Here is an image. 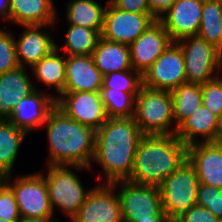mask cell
<instances>
[{
    "mask_svg": "<svg viewBox=\"0 0 222 222\" xmlns=\"http://www.w3.org/2000/svg\"><path fill=\"white\" fill-rule=\"evenodd\" d=\"M143 136L133 117L108 118L96 131L94 157L89 168L93 170V162L101 167L102 174L96 176L101 179L99 184H112L130 178L137 147Z\"/></svg>",
    "mask_w": 222,
    "mask_h": 222,
    "instance_id": "cell-1",
    "label": "cell"
},
{
    "mask_svg": "<svg viewBox=\"0 0 222 222\" xmlns=\"http://www.w3.org/2000/svg\"><path fill=\"white\" fill-rule=\"evenodd\" d=\"M49 155L47 166L90 167L94 157L96 131L66 116L55 107L43 124Z\"/></svg>",
    "mask_w": 222,
    "mask_h": 222,
    "instance_id": "cell-2",
    "label": "cell"
},
{
    "mask_svg": "<svg viewBox=\"0 0 222 222\" xmlns=\"http://www.w3.org/2000/svg\"><path fill=\"white\" fill-rule=\"evenodd\" d=\"M187 159V146L174 135H144L128 181L159 186Z\"/></svg>",
    "mask_w": 222,
    "mask_h": 222,
    "instance_id": "cell-3",
    "label": "cell"
},
{
    "mask_svg": "<svg viewBox=\"0 0 222 222\" xmlns=\"http://www.w3.org/2000/svg\"><path fill=\"white\" fill-rule=\"evenodd\" d=\"M133 118L144 135L176 134L171 91L142 86L135 97Z\"/></svg>",
    "mask_w": 222,
    "mask_h": 222,
    "instance_id": "cell-4",
    "label": "cell"
},
{
    "mask_svg": "<svg viewBox=\"0 0 222 222\" xmlns=\"http://www.w3.org/2000/svg\"><path fill=\"white\" fill-rule=\"evenodd\" d=\"M47 167L46 174L42 172V175L48 187L52 209L55 212L57 208L71 221L93 188L84 189V185L78 174H75L77 173L75 170L84 171L88 169L90 171V168L67 165H49Z\"/></svg>",
    "mask_w": 222,
    "mask_h": 222,
    "instance_id": "cell-5",
    "label": "cell"
},
{
    "mask_svg": "<svg viewBox=\"0 0 222 222\" xmlns=\"http://www.w3.org/2000/svg\"><path fill=\"white\" fill-rule=\"evenodd\" d=\"M198 186L195 167L188 159L159 185L162 208L170 221L196 204Z\"/></svg>",
    "mask_w": 222,
    "mask_h": 222,
    "instance_id": "cell-6",
    "label": "cell"
},
{
    "mask_svg": "<svg viewBox=\"0 0 222 222\" xmlns=\"http://www.w3.org/2000/svg\"><path fill=\"white\" fill-rule=\"evenodd\" d=\"M111 185L120 198L123 222H146L153 221V217H167L162 208L159 186L136 184L128 180Z\"/></svg>",
    "mask_w": 222,
    "mask_h": 222,
    "instance_id": "cell-7",
    "label": "cell"
},
{
    "mask_svg": "<svg viewBox=\"0 0 222 222\" xmlns=\"http://www.w3.org/2000/svg\"><path fill=\"white\" fill-rule=\"evenodd\" d=\"M5 176V183L12 189L21 218H55L48 194V187L41 171Z\"/></svg>",
    "mask_w": 222,
    "mask_h": 222,
    "instance_id": "cell-8",
    "label": "cell"
},
{
    "mask_svg": "<svg viewBox=\"0 0 222 222\" xmlns=\"http://www.w3.org/2000/svg\"><path fill=\"white\" fill-rule=\"evenodd\" d=\"M176 43L185 63L186 83L203 85L222 74V52L198 36H188Z\"/></svg>",
    "mask_w": 222,
    "mask_h": 222,
    "instance_id": "cell-9",
    "label": "cell"
},
{
    "mask_svg": "<svg viewBox=\"0 0 222 222\" xmlns=\"http://www.w3.org/2000/svg\"><path fill=\"white\" fill-rule=\"evenodd\" d=\"M101 37L126 45L132 44L156 19L152 13H133L114 7L105 2Z\"/></svg>",
    "mask_w": 222,
    "mask_h": 222,
    "instance_id": "cell-10",
    "label": "cell"
},
{
    "mask_svg": "<svg viewBox=\"0 0 222 222\" xmlns=\"http://www.w3.org/2000/svg\"><path fill=\"white\" fill-rule=\"evenodd\" d=\"M142 78L143 86L154 90L172 91L186 83L184 55L180 46L172 42Z\"/></svg>",
    "mask_w": 222,
    "mask_h": 222,
    "instance_id": "cell-11",
    "label": "cell"
},
{
    "mask_svg": "<svg viewBox=\"0 0 222 222\" xmlns=\"http://www.w3.org/2000/svg\"><path fill=\"white\" fill-rule=\"evenodd\" d=\"M56 107L66 116L97 131L108 116L100 92H63Z\"/></svg>",
    "mask_w": 222,
    "mask_h": 222,
    "instance_id": "cell-12",
    "label": "cell"
},
{
    "mask_svg": "<svg viewBox=\"0 0 222 222\" xmlns=\"http://www.w3.org/2000/svg\"><path fill=\"white\" fill-rule=\"evenodd\" d=\"M71 222H123L121 202L111 184H97Z\"/></svg>",
    "mask_w": 222,
    "mask_h": 222,
    "instance_id": "cell-13",
    "label": "cell"
},
{
    "mask_svg": "<svg viewBox=\"0 0 222 222\" xmlns=\"http://www.w3.org/2000/svg\"><path fill=\"white\" fill-rule=\"evenodd\" d=\"M172 42L164 25L156 20L129 45L132 68L143 76Z\"/></svg>",
    "mask_w": 222,
    "mask_h": 222,
    "instance_id": "cell-14",
    "label": "cell"
},
{
    "mask_svg": "<svg viewBox=\"0 0 222 222\" xmlns=\"http://www.w3.org/2000/svg\"><path fill=\"white\" fill-rule=\"evenodd\" d=\"M55 24L20 25L23 32L19 38L14 36L16 56L20 67L31 69L43 57L56 48L49 27Z\"/></svg>",
    "mask_w": 222,
    "mask_h": 222,
    "instance_id": "cell-15",
    "label": "cell"
},
{
    "mask_svg": "<svg viewBox=\"0 0 222 222\" xmlns=\"http://www.w3.org/2000/svg\"><path fill=\"white\" fill-rule=\"evenodd\" d=\"M53 91L34 90L14 107L8 119L14 126L28 134L36 128H43L49 113L56 107Z\"/></svg>",
    "mask_w": 222,
    "mask_h": 222,
    "instance_id": "cell-16",
    "label": "cell"
},
{
    "mask_svg": "<svg viewBox=\"0 0 222 222\" xmlns=\"http://www.w3.org/2000/svg\"><path fill=\"white\" fill-rule=\"evenodd\" d=\"M204 0H177L159 19L173 42L199 32Z\"/></svg>",
    "mask_w": 222,
    "mask_h": 222,
    "instance_id": "cell-17",
    "label": "cell"
},
{
    "mask_svg": "<svg viewBox=\"0 0 222 222\" xmlns=\"http://www.w3.org/2000/svg\"><path fill=\"white\" fill-rule=\"evenodd\" d=\"M187 159L195 167L199 183L222 188V145L219 142L187 146Z\"/></svg>",
    "mask_w": 222,
    "mask_h": 222,
    "instance_id": "cell-18",
    "label": "cell"
},
{
    "mask_svg": "<svg viewBox=\"0 0 222 222\" xmlns=\"http://www.w3.org/2000/svg\"><path fill=\"white\" fill-rule=\"evenodd\" d=\"M103 75L91 55H65V87L63 92H100Z\"/></svg>",
    "mask_w": 222,
    "mask_h": 222,
    "instance_id": "cell-19",
    "label": "cell"
},
{
    "mask_svg": "<svg viewBox=\"0 0 222 222\" xmlns=\"http://www.w3.org/2000/svg\"><path fill=\"white\" fill-rule=\"evenodd\" d=\"M28 69L18 67L0 74V119L8 120L14 107L35 89L33 80L28 76Z\"/></svg>",
    "mask_w": 222,
    "mask_h": 222,
    "instance_id": "cell-20",
    "label": "cell"
},
{
    "mask_svg": "<svg viewBox=\"0 0 222 222\" xmlns=\"http://www.w3.org/2000/svg\"><path fill=\"white\" fill-rule=\"evenodd\" d=\"M54 0H9V22L15 25L58 24Z\"/></svg>",
    "mask_w": 222,
    "mask_h": 222,
    "instance_id": "cell-21",
    "label": "cell"
},
{
    "mask_svg": "<svg viewBox=\"0 0 222 222\" xmlns=\"http://www.w3.org/2000/svg\"><path fill=\"white\" fill-rule=\"evenodd\" d=\"M219 120L220 117L202 104L178 127L176 136L186 146L201 142H216Z\"/></svg>",
    "mask_w": 222,
    "mask_h": 222,
    "instance_id": "cell-22",
    "label": "cell"
},
{
    "mask_svg": "<svg viewBox=\"0 0 222 222\" xmlns=\"http://www.w3.org/2000/svg\"><path fill=\"white\" fill-rule=\"evenodd\" d=\"M92 56L96 67L103 76L112 72L133 69L129 45L113 42L100 37Z\"/></svg>",
    "mask_w": 222,
    "mask_h": 222,
    "instance_id": "cell-23",
    "label": "cell"
},
{
    "mask_svg": "<svg viewBox=\"0 0 222 222\" xmlns=\"http://www.w3.org/2000/svg\"><path fill=\"white\" fill-rule=\"evenodd\" d=\"M57 48L52 50L49 54L43 57L32 68L31 72L38 83L53 88L57 99L65 87V54H60Z\"/></svg>",
    "mask_w": 222,
    "mask_h": 222,
    "instance_id": "cell-24",
    "label": "cell"
},
{
    "mask_svg": "<svg viewBox=\"0 0 222 222\" xmlns=\"http://www.w3.org/2000/svg\"><path fill=\"white\" fill-rule=\"evenodd\" d=\"M28 133L9 120L0 119V174L11 175L20 147Z\"/></svg>",
    "mask_w": 222,
    "mask_h": 222,
    "instance_id": "cell-25",
    "label": "cell"
},
{
    "mask_svg": "<svg viewBox=\"0 0 222 222\" xmlns=\"http://www.w3.org/2000/svg\"><path fill=\"white\" fill-rule=\"evenodd\" d=\"M65 8L69 24L95 30L103 29L106 5H101L97 0H70Z\"/></svg>",
    "mask_w": 222,
    "mask_h": 222,
    "instance_id": "cell-26",
    "label": "cell"
},
{
    "mask_svg": "<svg viewBox=\"0 0 222 222\" xmlns=\"http://www.w3.org/2000/svg\"><path fill=\"white\" fill-rule=\"evenodd\" d=\"M102 30L90 29L69 24L65 34L64 45L56 43V48L66 56L91 55L96 47Z\"/></svg>",
    "mask_w": 222,
    "mask_h": 222,
    "instance_id": "cell-27",
    "label": "cell"
},
{
    "mask_svg": "<svg viewBox=\"0 0 222 222\" xmlns=\"http://www.w3.org/2000/svg\"><path fill=\"white\" fill-rule=\"evenodd\" d=\"M173 116L177 128L202 105L201 85L183 83L171 91Z\"/></svg>",
    "mask_w": 222,
    "mask_h": 222,
    "instance_id": "cell-28",
    "label": "cell"
},
{
    "mask_svg": "<svg viewBox=\"0 0 222 222\" xmlns=\"http://www.w3.org/2000/svg\"><path fill=\"white\" fill-rule=\"evenodd\" d=\"M197 36L222 52V3L220 1L204 0Z\"/></svg>",
    "mask_w": 222,
    "mask_h": 222,
    "instance_id": "cell-29",
    "label": "cell"
},
{
    "mask_svg": "<svg viewBox=\"0 0 222 222\" xmlns=\"http://www.w3.org/2000/svg\"><path fill=\"white\" fill-rule=\"evenodd\" d=\"M101 99L105 106L108 118L133 117L135 110V97L138 92L100 90Z\"/></svg>",
    "mask_w": 222,
    "mask_h": 222,
    "instance_id": "cell-30",
    "label": "cell"
},
{
    "mask_svg": "<svg viewBox=\"0 0 222 222\" xmlns=\"http://www.w3.org/2000/svg\"><path fill=\"white\" fill-rule=\"evenodd\" d=\"M143 86L142 75L134 69L118 71L103 76V87L111 91L139 92Z\"/></svg>",
    "mask_w": 222,
    "mask_h": 222,
    "instance_id": "cell-31",
    "label": "cell"
},
{
    "mask_svg": "<svg viewBox=\"0 0 222 222\" xmlns=\"http://www.w3.org/2000/svg\"><path fill=\"white\" fill-rule=\"evenodd\" d=\"M0 27V74L19 67L13 32Z\"/></svg>",
    "mask_w": 222,
    "mask_h": 222,
    "instance_id": "cell-32",
    "label": "cell"
},
{
    "mask_svg": "<svg viewBox=\"0 0 222 222\" xmlns=\"http://www.w3.org/2000/svg\"><path fill=\"white\" fill-rule=\"evenodd\" d=\"M202 104L218 117L222 116V76L201 85Z\"/></svg>",
    "mask_w": 222,
    "mask_h": 222,
    "instance_id": "cell-33",
    "label": "cell"
},
{
    "mask_svg": "<svg viewBox=\"0 0 222 222\" xmlns=\"http://www.w3.org/2000/svg\"><path fill=\"white\" fill-rule=\"evenodd\" d=\"M196 204L210 210L222 220V188L199 183Z\"/></svg>",
    "mask_w": 222,
    "mask_h": 222,
    "instance_id": "cell-34",
    "label": "cell"
},
{
    "mask_svg": "<svg viewBox=\"0 0 222 222\" xmlns=\"http://www.w3.org/2000/svg\"><path fill=\"white\" fill-rule=\"evenodd\" d=\"M0 219L20 221V213L12 189L4 182L0 186Z\"/></svg>",
    "mask_w": 222,
    "mask_h": 222,
    "instance_id": "cell-35",
    "label": "cell"
},
{
    "mask_svg": "<svg viewBox=\"0 0 222 222\" xmlns=\"http://www.w3.org/2000/svg\"><path fill=\"white\" fill-rule=\"evenodd\" d=\"M219 219L208 209L195 204L178 217L175 222H218Z\"/></svg>",
    "mask_w": 222,
    "mask_h": 222,
    "instance_id": "cell-36",
    "label": "cell"
},
{
    "mask_svg": "<svg viewBox=\"0 0 222 222\" xmlns=\"http://www.w3.org/2000/svg\"><path fill=\"white\" fill-rule=\"evenodd\" d=\"M116 8L133 13H151L147 0H109Z\"/></svg>",
    "mask_w": 222,
    "mask_h": 222,
    "instance_id": "cell-37",
    "label": "cell"
},
{
    "mask_svg": "<svg viewBox=\"0 0 222 222\" xmlns=\"http://www.w3.org/2000/svg\"><path fill=\"white\" fill-rule=\"evenodd\" d=\"M177 0H147L152 16L159 20Z\"/></svg>",
    "mask_w": 222,
    "mask_h": 222,
    "instance_id": "cell-38",
    "label": "cell"
},
{
    "mask_svg": "<svg viewBox=\"0 0 222 222\" xmlns=\"http://www.w3.org/2000/svg\"><path fill=\"white\" fill-rule=\"evenodd\" d=\"M0 18L9 22V0H0Z\"/></svg>",
    "mask_w": 222,
    "mask_h": 222,
    "instance_id": "cell-39",
    "label": "cell"
},
{
    "mask_svg": "<svg viewBox=\"0 0 222 222\" xmlns=\"http://www.w3.org/2000/svg\"><path fill=\"white\" fill-rule=\"evenodd\" d=\"M20 222H60L56 218H21Z\"/></svg>",
    "mask_w": 222,
    "mask_h": 222,
    "instance_id": "cell-40",
    "label": "cell"
},
{
    "mask_svg": "<svg viewBox=\"0 0 222 222\" xmlns=\"http://www.w3.org/2000/svg\"><path fill=\"white\" fill-rule=\"evenodd\" d=\"M222 141V116L220 117L219 120V128L217 131V137H216V142Z\"/></svg>",
    "mask_w": 222,
    "mask_h": 222,
    "instance_id": "cell-41",
    "label": "cell"
},
{
    "mask_svg": "<svg viewBox=\"0 0 222 222\" xmlns=\"http://www.w3.org/2000/svg\"><path fill=\"white\" fill-rule=\"evenodd\" d=\"M146 222H170L168 217H153V221H146Z\"/></svg>",
    "mask_w": 222,
    "mask_h": 222,
    "instance_id": "cell-42",
    "label": "cell"
},
{
    "mask_svg": "<svg viewBox=\"0 0 222 222\" xmlns=\"http://www.w3.org/2000/svg\"><path fill=\"white\" fill-rule=\"evenodd\" d=\"M5 182V176L0 174V186Z\"/></svg>",
    "mask_w": 222,
    "mask_h": 222,
    "instance_id": "cell-43",
    "label": "cell"
},
{
    "mask_svg": "<svg viewBox=\"0 0 222 222\" xmlns=\"http://www.w3.org/2000/svg\"><path fill=\"white\" fill-rule=\"evenodd\" d=\"M0 222H20V221H6L4 219H0Z\"/></svg>",
    "mask_w": 222,
    "mask_h": 222,
    "instance_id": "cell-44",
    "label": "cell"
}]
</instances>
